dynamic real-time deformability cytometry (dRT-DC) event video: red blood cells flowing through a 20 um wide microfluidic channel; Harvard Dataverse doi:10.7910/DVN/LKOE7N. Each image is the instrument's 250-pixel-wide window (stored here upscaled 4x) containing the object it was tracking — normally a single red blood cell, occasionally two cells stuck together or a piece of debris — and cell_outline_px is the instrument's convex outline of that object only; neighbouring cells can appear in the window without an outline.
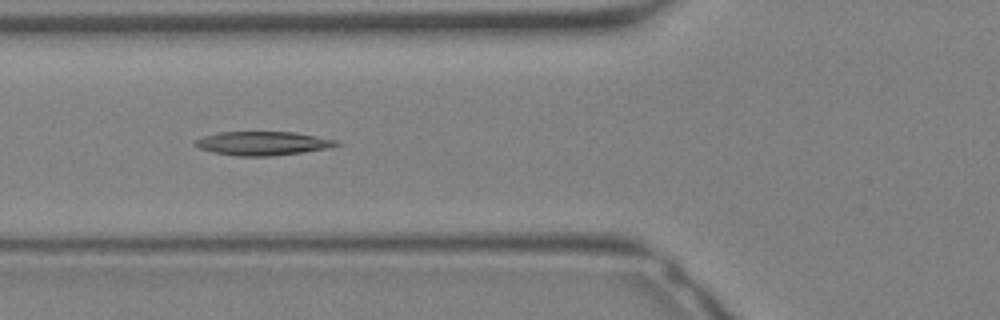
{"species": "Egyptian fruit bat (a non-hibernating species)", "species_latin": "Rousettus aegyptiacus", "temperature_condition": "warm", "stored_images_in_passage": 26, "camera_frame_rate_fps": 3000, "um_per_image_px": 0.085, "animal": {"sex": "female"}, "frame": {"image": 1, "passage_image": 6, "time_ms": 1.667, "image_size_px": [1000, 320], "cell_outline_px": [[340, 144], [328, 148], [272, 156], [236, 156], [212, 152], [200, 148], [192, 144], [192, 140], [204, 136], [220, 132], [296, 132], [336, 140]], "centroid_in_image_um": [22.27, 12.18], "position_along_channel_um": 103.5, "area_um2": 19.54}}
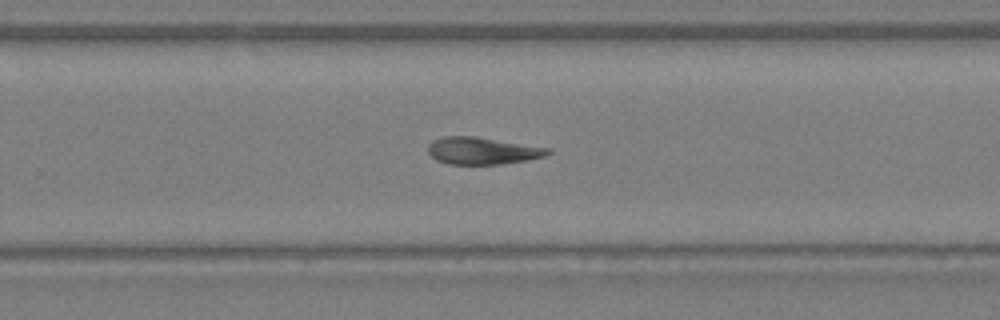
{"frame": {"image": 2, "passage_image": 15, "time_ms": 4.667, "image_size_px": [1000, 320], "cell_outline_px": [[552, 152], [544, 156], [528, 160], [500, 164], [448, 164], [436, 160], [428, 152], [428, 144], [432, 140], [444, 136], [476, 136], [552, 148]], "centroid_in_image_um": [41.01, 12.81], "position_along_channel_um": 288.8, "area_um2": 19.13}}
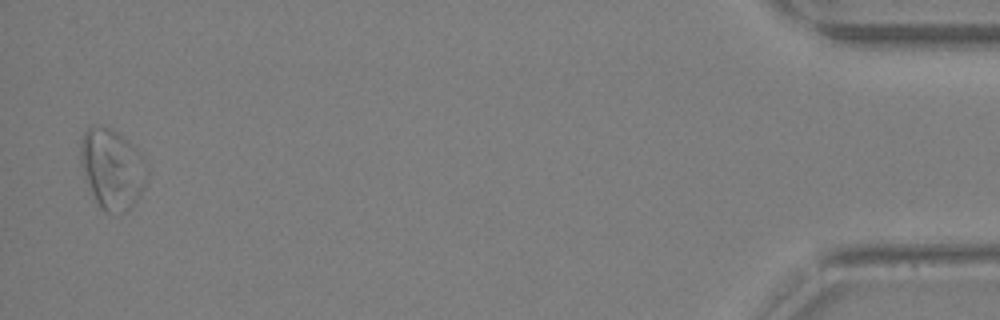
{"frame": {"image": 3, "passage_image": 26, "time_ms": 8.333, "image_size_px": [1000, 320], "cell_outline_px": [[148, 172], [144, 188], [140, 196], [124, 212], [108, 212], [100, 208], [84, 176], [80, 164], [80, 148], [84, 132], [92, 124], [112, 128], [136, 148], [144, 156], [148, 164]], "centroid_in_image_um": [9.55, 14.32], "position_along_channel_um": 425.7, "area_um2": 31.1}}